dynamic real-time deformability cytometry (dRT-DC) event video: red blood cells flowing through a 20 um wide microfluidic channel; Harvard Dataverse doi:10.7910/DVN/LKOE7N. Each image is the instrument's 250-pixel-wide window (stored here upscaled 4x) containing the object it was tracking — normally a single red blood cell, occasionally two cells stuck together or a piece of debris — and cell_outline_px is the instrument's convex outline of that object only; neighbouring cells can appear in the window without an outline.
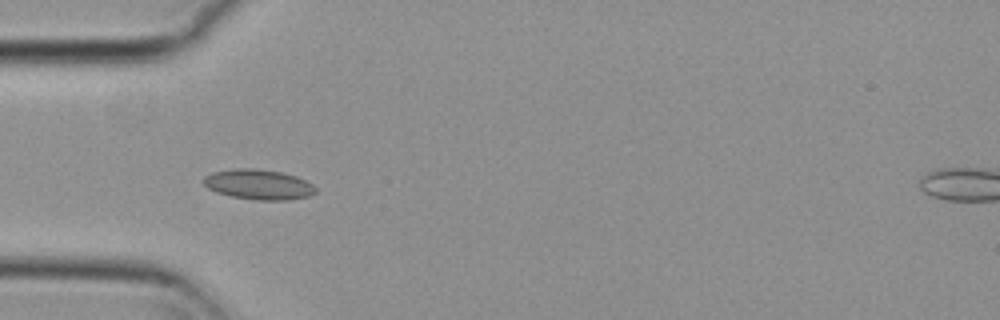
{"species": "common noctule bat (a hibernating species)", "species_latin": "Nyctalus noctula", "temperature_condition": "cold", "stored_images_in_passage": 39, "camera_frame_rate_fps": 3000, "um_per_image_px": 0.085, "animal": {"sex": "female", "body_mass_g": 29.2, "forearm_length_mm": 56.3}, "frame": {"image": 1, "passage_image": 1, "time_ms": 0.0, "image_size_px": [1000, 320], "cell_outline_px": [[316, 192], [308, 196], [288, 200], [256, 200], [232, 196], [216, 192], [208, 188], [204, 184], [204, 176], [212, 172], [236, 168], [256, 168], [280, 172], [296, 176], [312, 184], [316, 188]], "centroid_in_image_um": [21.97, 15.68], "position_along_channel_um": 63.0, "area_um2": 19.59}}
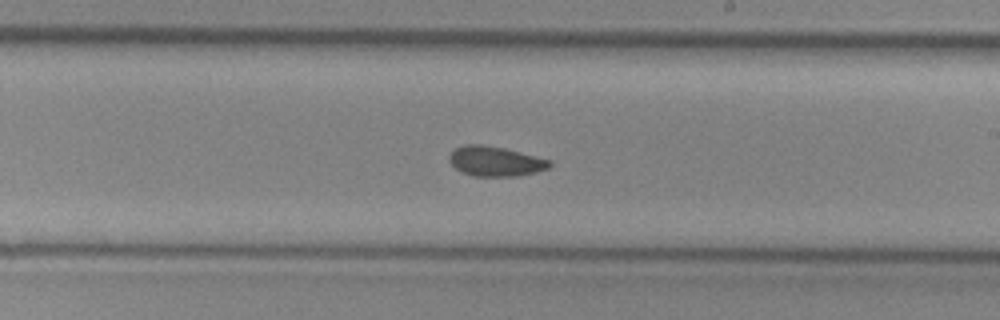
{"frame": {"image": 2, "passage_image": 16, "time_ms": 5.0, "image_size_px": [1000, 320], "cell_outline_px": [[552, 164], [548, 168], [536, 172], [520, 176], [472, 176], [456, 168], [448, 160], [448, 156], [456, 148], [464, 144], [480, 144], [504, 148], [552, 160]], "centroid_in_image_um": [42.12, 13.71], "position_along_channel_um": 246.9, "area_um2": 17.46}}
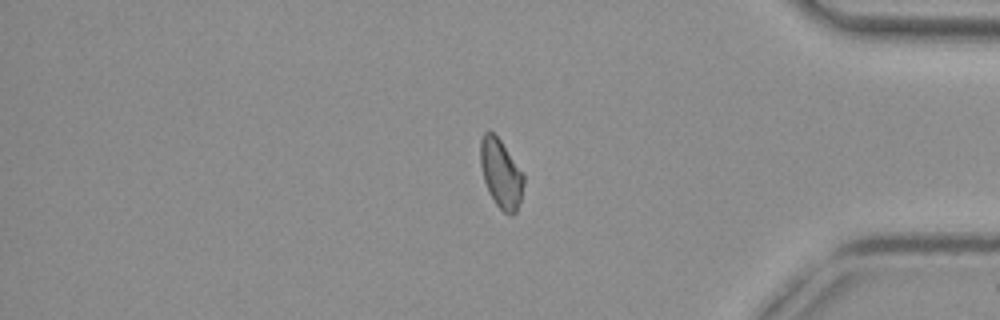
{"frame": {"image": 3, "passage_image": 30, "time_ms": 9.667, "image_size_px": [1000, 320], "cell_outline_px": [[524, 184], [520, 200], [516, 212], [512, 216], [504, 212], [496, 204], [484, 180], [480, 164], [480, 140], [484, 132], [492, 132], [500, 140], [524, 172]], "centroid_in_image_um": [42.59, 14.74], "position_along_channel_um": 392.6, "area_um2": 17.22}, "authors_computed_cell_mechanics": {"area_um2": 17.3978, "velocity_mm_per_s": 3.7002, "shape_relaxation_time_tau1_ms": null, "shape_relaxation_time_tau2_ms": 2.6337, "deformation_change_tau1": null, "deformation_change_tau2": 0.0667}}